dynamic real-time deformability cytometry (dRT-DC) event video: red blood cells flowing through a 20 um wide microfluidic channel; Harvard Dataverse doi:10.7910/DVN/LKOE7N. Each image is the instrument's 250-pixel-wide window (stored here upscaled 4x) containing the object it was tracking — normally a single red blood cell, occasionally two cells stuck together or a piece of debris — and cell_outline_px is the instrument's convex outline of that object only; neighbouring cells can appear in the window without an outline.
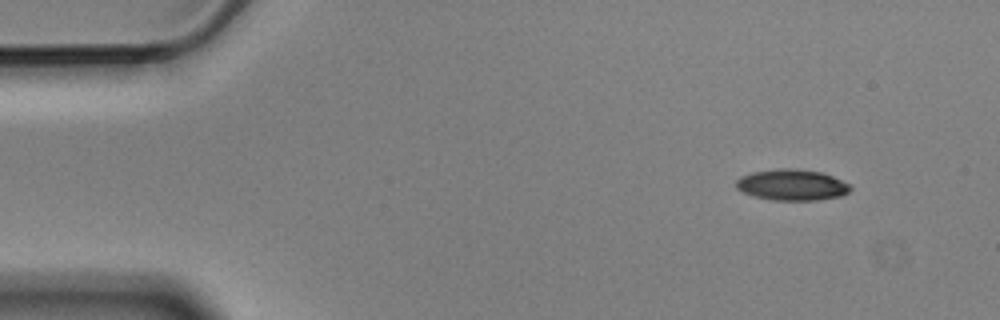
{"species": "Egyptian fruit bat (a non-hibernating species)", "species_latin": "Rousettus aegyptiacus", "temperature_condition": "cold", "stored_images_in_passage": 3, "camera_frame_rate_fps": 3000, "um_per_image_px": 0.085, "animal": {"sex": "male"}, "frame": {"image": 1, "passage_image": 1, "time_ms": 0.0, "image_size_px": [1000, 320], "cell_outline_px": [[852, 188], [848, 192], [840, 196], [816, 200], [772, 200], [756, 196], [744, 192], [736, 188], [736, 180], [740, 176], [752, 172], [780, 168], [796, 168], [824, 172], [852, 184]], "centroid_in_image_um": [67.36, 15.7], "position_along_channel_um": 17.6, "area_um2": 20.87}}
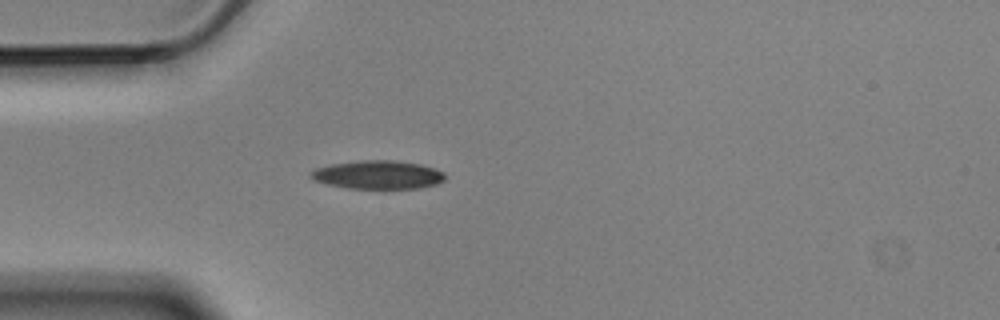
{"frame": {"image": 2, "passage_image": 3, "time_ms": 0.667, "image_size_px": [1000, 320], "cell_outline_px": [[444, 180], [436, 184], [420, 188], [348, 188], [328, 184], [312, 180], [308, 176], [308, 172], [312, 168], [332, 164], [360, 160], [396, 160], [420, 164], [444, 172]], "centroid_in_image_um": [32.05, 14.84], "position_along_channel_um": 53.0, "area_um2": 22.37}}